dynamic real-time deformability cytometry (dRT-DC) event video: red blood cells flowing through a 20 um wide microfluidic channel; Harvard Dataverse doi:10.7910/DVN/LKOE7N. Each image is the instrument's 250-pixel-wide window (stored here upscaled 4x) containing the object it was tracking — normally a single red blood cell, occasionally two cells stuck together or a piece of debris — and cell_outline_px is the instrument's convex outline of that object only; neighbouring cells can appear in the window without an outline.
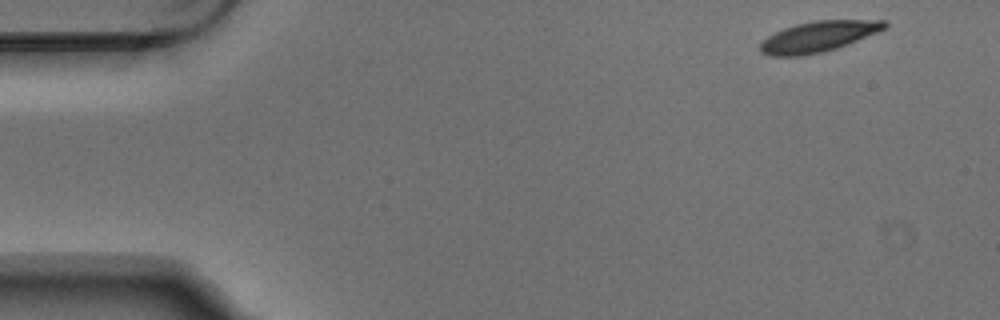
{"species": "Egyptian fruit bat (a non-hibernating species)", "species_latin": "Rousettus aegyptiacus", "temperature_condition": "warm", "stored_images_in_passage": 4, "camera_frame_rate_fps": 3000, "um_per_image_px": 0.085, "animal": {"sex": "male"}, "frame": {"image": 1, "passage_image": 1, "time_ms": 0.0, "image_size_px": [1000, 320], "cell_outline_px": [[888, 24], [884, 28], [876, 32], [848, 44], [824, 52], [804, 56], [768, 56], [760, 52], [760, 40], [784, 28], [796, 24], [812, 20], [884, 20]], "centroid_in_image_um": [69.5, 3.12], "position_along_channel_um": 15.5, "area_um2": 22.25}}
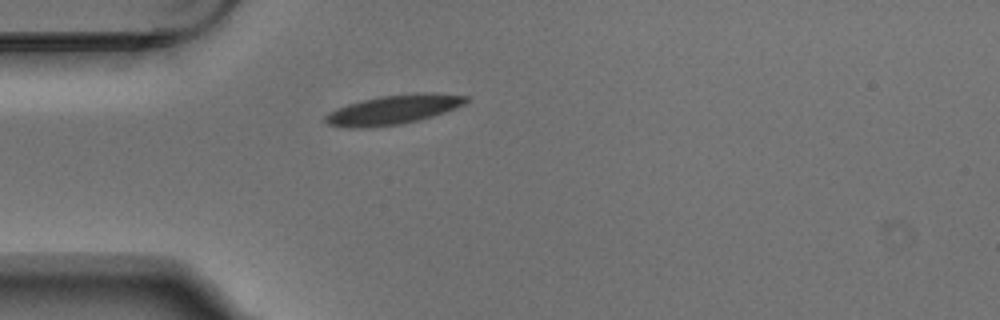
{"frame": {"image": 2, "passage_image": 4, "time_ms": 1.0, "image_size_px": [1000, 320], "cell_outline_px": [[468, 100], [464, 104], [456, 108], [432, 116], [400, 124], [368, 128], [348, 128], [328, 124], [324, 120], [324, 116], [328, 112], [336, 108], [360, 100], [380, 96], [416, 92], [436, 92], [468, 96]], "centroid_in_image_um": [33.42, 9.31], "position_along_channel_um": 51.6, "area_um2": 24.28}}